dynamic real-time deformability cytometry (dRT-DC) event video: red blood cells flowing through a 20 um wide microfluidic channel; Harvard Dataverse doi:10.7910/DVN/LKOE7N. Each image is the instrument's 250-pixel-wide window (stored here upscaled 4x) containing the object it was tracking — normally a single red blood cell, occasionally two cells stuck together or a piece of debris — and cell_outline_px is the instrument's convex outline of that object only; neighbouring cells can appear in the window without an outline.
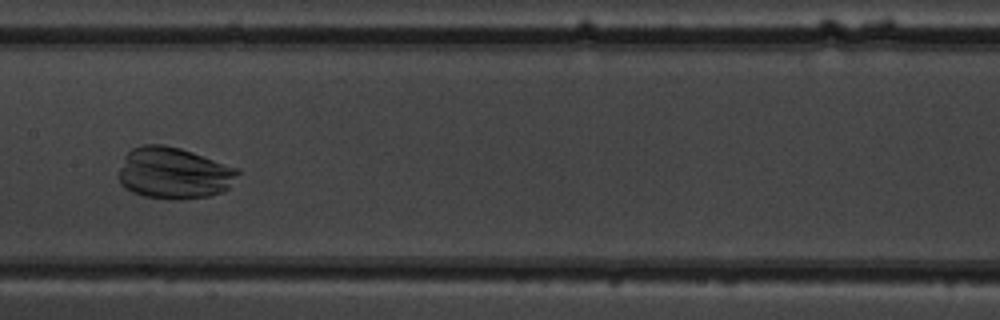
{"species": "common noctule bat (a hibernating species)", "species_latin": "Nyctalus noctula", "temperature_condition": "warm", "stored_images_in_passage": 7, "camera_frame_rate_fps": 3000, "um_per_image_px": 0.085, "animal": {"sex": "male", "body_mass_g": 19.5, "forearm_length_mm": 54.6}, "frame": {"image": 1, "passage_image": 7, "time_ms": 7.0, "image_size_px": [1000, 320], "cell_outline_px": [[240, 172], [228, 188], [224, 192], [208, 196], [176, 200], [172, 200], [144, 196], [132, 192], [120, 184], [120, 168], [124, 156], [132, 148], [144, 144], [164, 144], [180, 148], [240, 168]], "centroid_in_image_um": [14.79, 14.71], "position_along_channel_um": 192.6, "area_um2": 35.95}}